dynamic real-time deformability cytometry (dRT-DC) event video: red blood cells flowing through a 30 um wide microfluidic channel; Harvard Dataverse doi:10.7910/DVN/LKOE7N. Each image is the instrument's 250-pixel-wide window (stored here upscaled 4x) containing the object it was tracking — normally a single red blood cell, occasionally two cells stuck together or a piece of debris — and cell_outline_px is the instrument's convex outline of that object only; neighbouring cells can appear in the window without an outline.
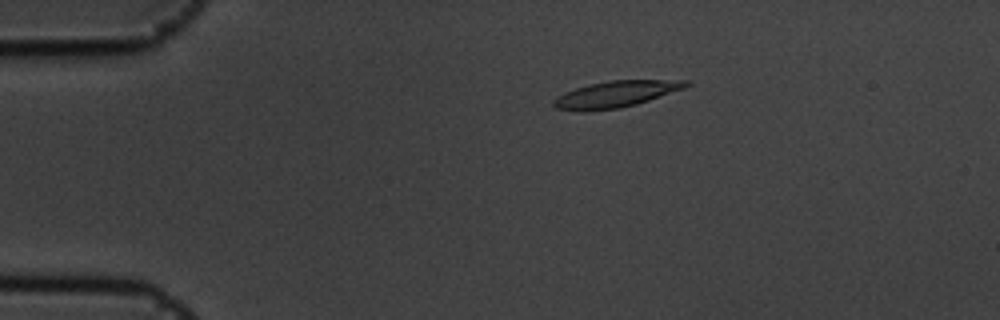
{"species": "common noctule bat (a hibernating species)", "species_latin": "Nyctalus noctula", "temperature_condition": "cold", "stored_images_in_passage": 56, "camera_frame_rate_fps": 3000, "um_per_image_px": 0.085, "animal": {"sex": "male", "body_mass_g": 19.5, "forearm_length_mm": 54.6}, "frame": {"image": 1, "passage_image": 11, "time_ms": 3.333, "image_size_px": [1000, 320], "cell_outline_px": [[692, 84], [684, 88], [636, 104], [620, 108], [584, 112], [576, 112], [556, 108], [552, 104], [552, 100], [556, 96], [564, 92], [588, 84], [612, 80], [688, 80]], "centroid_in_image_um": [52.28, 8.01], "position_along_channel_um": 32.7, "area_um2": 20.52}}
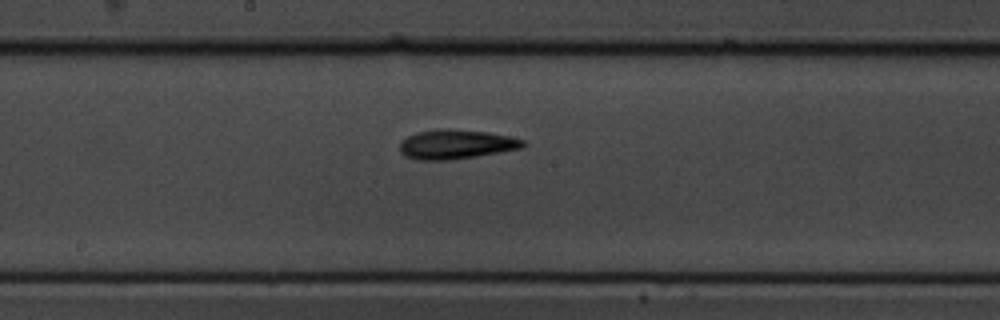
{"frame": {"image": 2, "passage_image": 30, "time_ms": 9.667, "image_size_px": [1000, 320], "cell_outline_px": [[528, 144], [524, 148], [476, 156], [448, 160], [416, 160], [404, 156], [400, 152], [400, 144], [408, 136], [416, 132], [436, 128], [448, 128], [488, 132], [508, 136], [524, 140]], "centroid_in_image_um": [38.77, 12.26], "position_along_channel_um": 209.4, "area_um2": 21.33}}
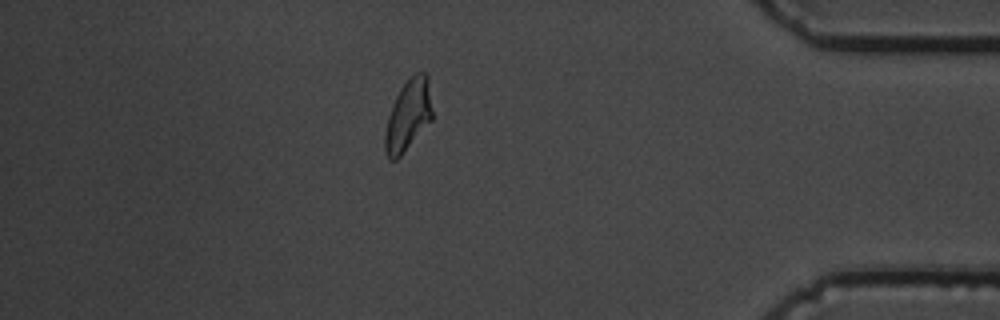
{"frame": {"image": 3, "passage_image": 49, "time_ms": 16.0, "image_size_px": [1000, 320], "cell_outline_px": [[432, 120], [400, 156], [396, 160], [388, 160], [384, 148], [384, 136], [388, 116], [392, 104], [400, 88], [416, 72], [428, 72], [432, 108]], "centroid_in_image_um": [34.7, 9.79], "position_along_channel_um": 400.5, "area_um2": 19.71}, "authors_computed_cell_mechanics": {"area_um2": 19.7676, "velocity_mm_per_s": 3.5711, "shape_relaxation_time_tau1_ms": 3.2089, "shape_relaxation_time_tau2_ms": 3.4717, "deformation_change_tau1": 0.1897, "deformation_change_tau2": 0.126}}